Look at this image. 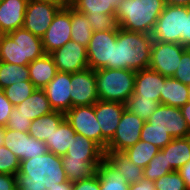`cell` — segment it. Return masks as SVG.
I'll list each match as a JSON object with an SVG mask.
<instances>
[{
  "instance_id": "6da1fadb",
  "label": "cell",
  "mask_w": 190,
  "mask_h": 190,
  "mask_svg": "<svg viewBox=\"0 0 190 190\" xmlns=\"http://www.w3.org/2000/svg\"><path fill=\"white\" fill-rule=\"evenodd\" d=\"M4 146L18 157L36 181H44L50 174L54 163L45 142L31 137L27 132L5 128Z\"/></svg>"
},
{
  "instance_id": "7a4b0ae2",
  "label": "cell",
  "mask_w": 190,
  "mask_h": 190,
  "mask_svg": "<svg viewBox=\"0 0 190 190\" xmlns=\"http://www.w3.org/2000/svg\"><path fill=\"white\" fill-rule=\"evenodd\" d=\"M152 43V34L118 27L116 43L112 44L111 69L139 71L149 68Z\"/></svg>"
},
{
  "instance_id": "3957f363",
  "label": "cell",
  "mask_w": 190,
  "mask_h": 190,
  "mask_svg": "<svg viewBox=\"0 0 190 190\" xmlns=\"http://www.w3.org/2000/svg\"><path fill=\"white\" fill-rule=\"evenodd\" d=\"M166 0H123L115 9L118 27L152 34Z\"/></svg>"
},
{
  "instance_id": "277c9868",
  "label": "cell",
  "mask_w": 190,
  "mask_h": 190,
  "mask_svg": "<svg viewBox=\"0 0 190 190\" xmlns=\"http://www.w3.org/2000/svg\"><path fill=\"white\" fill-rule=\"evenodd\" d=\"M136 71L102 68L95 70L99 100L126 103L134 92Z\"/></svg>"
},
{
  "instance_id": "5b68a950",
  "label": "cell",
  "mask_w": 190,
  "mask_h": 190,
  "mask_svg": "<svg viewBox=\"0 0 190 190\" xmlns=\"http://www.w3.org/2000/svg\"><path fill=\"white\" fill-rule=\"evenodd\" d=\"M102 160H76L63 155L54 162L44 182L54 190H63L70 183L93 176Z\"/></svg>"
},
{
  "instance_id": "8992f818",
  "label": "cell",
  "mask_w": 190,
  "mask_h": 190,
  "mask_svg": "<svg viewBox=\"0 0 190 190\" xmlns=\"http://www.w3.org/2000/svg\"><path fill=\"white\" fill-rule=\"evenodd\" d=\"M185 25V6L166 4L152 32L153 40L182 45Z\"/></svg>"
},
{
  "instance_id": "52a82bcc",
  "label": "cell",
  "mask_w": 190,
  "mask_h": 190,
  "mask_svg": "<svg viewBox=\"0 0 190 190\" xmlns=\"http://www.w3.org/2000/svg\"><path fill=\"white\" fill-rule=\"evenodd\" d=\"M187 48L181 44L153 40L149 68L166 77H173Z\"/></svg>"
},
{
  "instance_id": "ba28073f",
  "label": "cell",
  "mask_w": 190,
  "mask_h": 190,
  "mask_svg": "<svg viewBox=\"0 0 190 190\" xmlns=\"http://www.w3.org/2000/svg\"><path fill=\"white\" fill-rule=\"evenodd\" d=\"M145 121L124 110L113 138L108 142L105 152L122 153L140 140Z\"/></svg>"
},
{
  "instance_id": "9c48e42d",
  "label": "cell",
  "mask_w": 190,
  "mask_h": 190,
  "mask_svg": "<svg viewBox=\"0 0 190 190\" xmlns=\"http://www.w3.org/2000/svg\"><path fill=\"white\" fill-rule=\"evenodd\" d=\"M152 128L164 130L173 138L190 136V130L185 121L181 109L160 104L154 113L147 120Z\"/></svg>"
},
{
  "instance_id": "30bf717a",
  "label": "cell",
  "mask_w": 190,
  "mask_h": 190,
  "mask_svg": "<svg viewBox=\"0 0 190 190\" xmlns=\"http://www.w3.org/2000/svg\"><path fill=\"white\" fill-rule=\"evenodd\" d=\"M65 120L75 133L91 139L102 148V133L96 119L94 105L72 107L65 113Z\"/></svg>"
},
{
  "instance_id": "8fae6325",
  "label": "cell",
  "mask_w": 190,
  "mask_h": 190,
  "mask_svg": "<svg viewBox=\"0 0 190 190\" xmlns=\"http://www.w3.org/2000/svg\"><path fill=\"white\" fill-rule=\"evenodd\" d=\"M116 40L117 30L93 32L87 47L89 68H111L112 44H115Z\"/></svg>"
},
{
  "instance_id": "7c38bea8",
  "label": "cell",
  "mask_w": 190,
  "mask_h": 190,
  "mask_svg": "<svg viewBox=\"0 0 190 190\" xmlns=\"http://www.w3.org/2000/svg\"><path fill=\"white\" fill-rule=\"evenodd\" d=\"M61 8L53 3L28 0L23 28L42 37Z\"/></svg>"
},
{
  "instance_id": "4fadbf2b",
  "label": "cell",
  "mask_w": 190,
  "mask_h": 190,
  "mask_svg": "<svg viewBox=\"0 0 190 190\" xmlns=\"http://www.w3.org/2000/svg\"><path fill=\"white\" fill-rule=\"evenodd\" d=\"M45 54L63 47L71 40V7L61 8L41 37Z\"/></svg>"
},
{
  "instance_id": "5bb4252c",
  "label": "cell",
  "mask_w": 190,
  "mask_h": 190,
  "mask_svg": "<svg viewBox=\"0 0 190 190\" xmlns=\"http://www.w3.org/2000/svg\"><path fill=\"white\" fill-rule=\"evenodd\" d=\"M59 72L75 73L89 68L87 48L70 40L50 53Z\"/></svg>"
},
{
  "instance_id": "9a60e30c",
  "label": "cell",
  "mask_w": 190,
  "mask_h": 190,
  "mask_svg": "<svg viewBox=\"0 0 190 190\" xmlns=\"http://www.w3.org/2000/svg\"><path fill=\"white\" fill-rule=\"evenodd\" d=\"M71 108L94 105L98 100L95 70L87 68L71 73Z\"/></svg>"
},
{
  "instance_id": "2e32d148",
  "label": "cell",
  "mask_w": 190,
  "mask_h": 190,
  "mask_svg": "<svg viewBox=\"0 0 190 190\" xmlns=\"http://www.w3.org/2000/svg\"><path fill=\"white\" fill-rule=\"evenodd\" d=\"M125 109V104L119 102L98 100L94 104L96 119L102 133V149L104 151L108 142L113 138Z\"/></svg>"
},
{
  "instance_id": "e0dca14e",
  "label": "cell",
  "mask_w": 190,
  "mask_h": 190,
  "mask_svg": "<svg viewBox=\"0 0 190 190\" xmlns=\"http://www.w3.org/2000/svg\"><path fill=\"white\" fill-rule=\"evenodd\" d=\"M71 73L57 72L56 76L43 88L54 111L66 113L71 109Z\"/></svg>"
},
{
  "instance_id": "ac0fdd59",
  "label": "cell",
  "mask_w": 190,
  "mask_h": 190,
  "mask_svg": "<svg viewBox=\"0 0 190 190\" xmlns=\"http://www.w3.org/2000/svg\"><path fill=\"white\" fill-rule=\"evenodd\" d=\"M166 78L150 68L136 71L133 94L141 98L154 99L160 103V95Z\"/></svg>"
},
{
  "instance_id": "d6986e66",
  "label": "cell",
  "mask_w": 190,
  "mask_h": 190,
  "mask_svg": "<svg viewBox=\"0 0 190 190\" xmlns=\"http://www.w3.org/2000/svg\"><path fill=\"white\" fill-rule=\"evenodd\" d=\"M28 0H0V30L7 34L23 28Z\"/></svg>"
},
{
  "instance_id": "ffe728a7",
  "label": "cell",
  "mask_w": 190,
  "mask_h": 190,
  "mask_svg": "<svg viewBox=\"0 0 190 190\" xmlns=\"http://www.w3.org/2000/svg\"><path fill=\"white\" fill-rule=\"evenodd\" d=\"M7 35L21 46L22 66H28L32 61L45 54L41 37L28 30L20 28L7 33Z\"/></svg>"
},
{
  "instance_id": "44dd1931",
  "label": "cell",
  "mask_w": 190,
  "mask_h": 190,
  "mask_svg": "<svg viewBox=\"0 0 190 190\" xmlns=\"http://www.w3.org/2000/svg\"><path fill=\"white\" fill-rule=\"evenodd\" d=\"M66 155L76 160H103L105 151L96 142L75 133Z\"/></svg>"
},
{
  "instance_id": "7402d4cb",
  "label": "cell",
  "mask_w": 190,
  "mask_h": 190,
  "mask_svg": "<svg viewBox=\"0 0 190 190\" xmlns=\"http://www.w3.org/2000/svg\"><path fill=\"white\" fill-rule=\"evenodd\" d=\"M75 131L71 125L64 120L57 129H54L50 138H47V145L51 161L54 163L61 156L66 155L69 145L72 143Z\"/></svg>"
},
{
  "instance_id": "603a6c76",
  "label": "cell",
  "mask_w": 190,
  "mask_h": 190,
  "mask_svg": "<svg viewBox=\"0 0 190 190\" xmlns=\"http://www.w3.org/2000/svg\"><path fill=\"white\" fill-rule=\"evenodd\" d=\"M30 81L38 89H43L58 72L54 60L50 54H44L35 59L28 66Z\"/></svg>"
},
{
  "instance_id": "cb8c5ba5",
  "label": "cell",
  "mask_w": 190,
  "mask_h": 190,
  "mask_svg": "<svg viewBox=\"0 0 190 190\" xmlns=\"http://www.w3.org/2000/svg\"><path fill=\"white\" fill-rule=\"evenodd\" d=\"M15 107L20 114L24 115L31 121L54 111L44 90L38 88L30 95V97Z\"/></svg>"
},
{
  "instance_id": "d4e9b609",
  "label": "cell",
  "mask_w": 190,
  "mask_h": 190,
  "mask_svg": "<svg viewBox=\"0 0 190 190\" xmlns=\"http://www.w3.org/2000/svg\"><path fill=\"white\" fill-rule=\"evenodd\" d=\"M189 86L173 77H167L160 95V104L181 108L189 99Z\"/></svg>"
},
{
  "instance_id": "484cf974",
  "label": "cell",
  "mask_w": 190,
  "mask_h": 190,
  "mask_svg": "<svg viewBox=\"0 0 190 190\" xmlns=\"http://www.w3.org/2000/svg\"><path fill=\"white\" fill-rule=\"evenodd\" d=\"M166 154L167 165L172 171H178L190 160V136L173 138L163 149Z\"/></svg>"
},
{
  "instance_id": "4316f807",
  "label": "cell",
  "mask_w": 190,
  "mask_h": 190,
  "mask_svg": "<svg viewBox=\"0 0 190 190\" xmlns=\"http://www.w3.org/2000/svg\"><path fill=\"white\" fill-rule=\"evenodd\" d=\"M64 120L65 113L59 111L50 112L33 120L28 134L37 140L45 142L47 138H50L54 129H57Z\"/></svg>"
},
{
  "instance_id": "83f0119b",
  "label": "cell",
  "mask_w": 190,
  "mask_h": 190,
  "mask_svg": "<svg viewBox=\"0 0 190 190\" xmlns=\"http://www.w3.org/2000/svg\"><path fill=\"white\" fill-rule=\"evenodd\" d=\"M129 184L139 182L144 178V169L135 165L132 161L125 157L123 153L105 152L104 157Z\"/></svg>"
},
{
  "instance_id": "f1b7e54d",
  "label": "cell",
  "mask_w": 190,
  "mask_h": 190,
  "mask_svg": "<svg viewBox=\"0 0 190 190\" xmlns=\"http://www.w3.org/2000/svg\"><path fill=\"white\" fill-rule=\"evenodd\" d=\"M96 173L100 190H129L130 188V184L105 158L100 162Z\"/></svg>"
},
{
  "instance_id": "f546056e",
  "label": "cell",
  "mask_w": 190,
  "mask_h": 190,
  "mask_svg": "<svg viewBox=\"0 0 190 190\" xmlns=\"http://www.w3.org/2000/svg\"><path fill=\"white\" fill-rule=\"evenodd\" d=\"M92 34L87 16L71 7V40L87 48Z\"/></svg>"
},
{
  "instance_id": "4dcf8cb0",
  "label": "cell",
  "mask_w": 190,
  "mask_h": 190,
  "mask_svg": "<svg viewBox=\"0 0 190 190\" xmlns=\"http://www.w3.org/2000/svg\"><path fill=\"white\" fill-rule=\"evenodd\" d=\"M160 150V148H158L150 142L139 140L134 146L126 149L122 153L135 165L140 166L144 169L150 162V160Z\"/></svg>"
},
{
  "instance_id": "1f68e13d",
  "label": "cell",
  "mask_w": 190,
  "mask_h": 190,
  "mask_svg": "<svg viewBox=\"0 0 190 190\" xmlns=\"http://www.w3.org/2000/svg\"><path fill=\"white\" fill-rule=\"evenodd\" d=\"M123 0H77L72 6L85 15H100V13L115 15L116 7Z\"/></svg>"
},
{
  "instance_id": "d6a6232c",
  "label": "cell",
  "mask_w": 190,
  "mask_h": 190,
  "mask_svg": "<svg viewBox=\"0 0 190 190\" xmlns=\"http://www.w3.org/2000/svg\"><path fill=\"white\" fill-rule=\"evenodd\" d=\"M25 80H30V73L27 66L0 61V89Z\"/></svg>"
},
{
  "instance_id": "836d02e7",
  "label": "cell",
  "mask_w": 190,
  "mask_h": 190,
  "mask_svg": "<svg viewBox=\"0 0 190 190\" xmlns=\"http://www.w3.org/2000/svg\"><path fill=\"white\" fill-rule=\"evenodd\" d=\"M0 174L16 175L21 179H34L24 169L18 157L5 146L0 147Z\"/></svg>"
},
{
  "instance_id": "e575fe53",
  "label": "cell",
  "mask_w": 190,
  "mask_h": 190,
  "mask_svg": "<svg viewBox=\"0 0 190 190\" xmlns=\"http://www.w3.org/2000/svg\"><path fill=\"white\" fill-rule=\"evenodd\" d=\"M159 105L160 103L157 100L141 98L137 94H132L125 103L126 110L144 121L149 119Z\"/></svg>"
},
{
  "instance_id": "d590c367",
  "label": "cell",
  "mask_w": 190,
  "mask_h": 190,
  "mask_svg": "<svg viewBox=\"0 0 190 190\" xmlns=\"http://www.w3.org/2000/svg\"><path fill=\"white\" fill-rule=\"evenodd\" d=\"M172 172L170 165H167L166 154L160 150L144 168V179L155 181L163 175Z\"/></svg>"
},
{
  "instance_id": "8d00e7d4",
  "label": "cell",
  "mask_w": 190,
  "mask_h": 190,
  "mask_svg": "<svg viewBox=\"0 0 190 190\" xmlns=\"http://www.w3.org/2000/svg\"><path fill=\"white\" fill-rule=\"evenodd\" d=\"M37 88L30 80L10 85L3 90L6 98L15 107L25 101Z\"/></svg>"
},
{
  "instance_id": "74e56055",
  "label": "cell",
  "mask_w": 190,
  "mask_h": 190,
  "mask_svg": "<svg viewBox=\"0 0 190 190\" xmlns=\"http://www.w3.org/2000/svg\"><path fill=\"white\" fill-rule=\"evenodd\" d=\"M0 61L22 65L21 46L12 41L7 34L2 37L0 43Z\"/></svg>"
},
{
  "instance_id": "f35d334b",
  "label": "cell",
  "mask_w": 190,
  "mask_h": 190,
  "mask_svg": "<svg viewBox=\"0 0 190 190\" xmlns=\"http://www.w3.org/2000/svg\"><path fill=\"white\" fill-rule=\"evenodd\" d=\"M140 140L150 142L158 148L163 149L173 140V137L164 130L152 128V125L145 121L141 130Z\"/></svg>"
},
{
  "instance_id": "ab89813d",
  "label": "cell",
  "mask_w": 190,
  "mask_h": 190,
  "mask_svg": "<svg viewBox=\"0 0 190 190\" xmlns=\"http://www.w3.org/2000/svg\"><path fill=\"white\" fill-rule=\"evenodd\" d=\"M156 190H188L178 171H172L154 181Z\"/></svg>"
},
{
  "instance_id": "60d3db41",
  "label": "cell",
  "mask_w": 190,
  "mask_h": 190,
  "mask_svg": "<svg viewBox=\"0 0 190 190\" xmlns=\"http://www.w3.org/2000/svg\"><path fill=\"white\" fill-rule=\"evenodd\" d=\"M93 32L117 30L118 25L115 15L100 13V15H86Z\"/></svg>"
},
{
  "instance_id": "b9f144b4",
  "label": "cell",
  "mask_w": 190,
  "mask_h": 190,
  "mask_svg": "<svg viewBox=\"0 0 190 190\" xmlns=\"http://www.w3.org/2000/svg\"><path fill=\"white\" fill-rule=\"evenodd\" d=\"M35 179H21L16 175L0 174V190H25Z\"/></svg>"
},
{
  "instance_id": "7bdbcfd3",
  "label": "cell",
  "mask_w": 190,
  "mask_h": 190,
  "mask_svg": "<svg viewBox=\"0 0 190 190\" xmlns=\"http://www.w3.org/2000/svg\"><path fill=\"white\" fill-rule=\"evenodd\" d=\"M31 123V120L20 114L16 107H13L5 128L28 133Z\"/></svg>"
},
{
  "instance_id": "ee69618b",
  "label": "cell",
  "mask_w": 190,
  "mask_h": 190,
  "mask_svg": "<svg viewBox=\"0 0 190 190\" xmlns=\"http://www.w3.org/2000/svg\"><path fill=\"white\" fill-rule=\"evenodd\" d=\"M173 78L190 86V48H187L183 52L181 62L179 63L178 69Z\"/></svg>"
},
{
  "instance_id": "f6af8a7d",
  "label": "cell",
  "mask_w": 190,
  "mask_h": 190,
  "mask_svg": "<svg viewBox=\"0 0 190 190\" xmlns=\"http://www.w3.org/2000/svg\"><path fill=\"white\" fill-rule=\"evenodd\" d=\"M63 190H100L97 173L93 176L70 183Z\"/></svg>"
},
{
  "instance_id": "bcb514c9",
  "label": "cell",
  "mask_w": 190,
  "mask_h": 190,
  "mask_svg": "<svg viewBox=\"0 0 190 190\" xmlns=\"http://www.w3.org/2000/svg\"><path fill=\"white\" fill-rule=\"evenodd\" d=\"M12 103L6 98L2 89H0V127H5L11 111L13 109Z\"/></svg>"
},
{
  "instance_id": "7dc6e473",
  "label": "cell",
  "mask_w": 190,
  "mask_h": 190,
  "mask_svg": "<svg viewBox=\"0 0 190 190\" xmlns=\"http://www.w3.org/2000/svg\"><path fill=\"white\" fill-rule=\"evenodd\" d=\"M182 45L190 48V6H185V25L184 34H182Z\"/></svg>"
},
{
  "instance_id": "c3c4849f",
  "label": "cell",
  "mask_w": 190,
  "mask_h": 190,
  "mask_svg": "<svg viewBox=\"0 0 190 190\" xmlns=\"http://www.w3.org/2000/svg\"><path fill=\"white\" fill-rule=\"evenodd\" d=\"M129 190H156L153 181L141 179L139 182L130 184Z\"/></svg>"
},
{
  "instance_id": "681fc988",
  "label": "cell",
  "mask_w": 190,
  "mask_h": 190,
  "mask_svg": "<svg viewBox=\"0 0 190 190\" xmlns=\"http://www.w3.org/2000/svg\"><path fill=\"white\" fill-rule=\"evenodd\" d=\"M180 176L185 182L188 190H190V160L178 170Z\"/></svg>"
},
{
  "instance_id": "f907efd6",
  "label": "cell",
  "mask_w": 190,
  "mask_h": 190,
  "mask_svg": "<svg viewBox=\"0 0 190 190\" xmlns=\"http://www.w3.org/2000/svg\"><path fill=\"white\" fill-rule=\"evenodd\" d=\"M25 190H54L48 186L44 181H36L33 184L28 185Z\"/></svg>"
},
{
  "instance_id": "816d5d0a",
  "label": "cell",
  "mask_w": 190,
  "mask_h": 190,
  "mask_svg": "<svg viewBox=\"0 0 190 190\" xmlns=\"http://www.w3.org/2000/svg\"><path fill=\"white\" fill-rule=\"evenodd\" d=\"M180 109L190 130V101L183 105Z\"/></svg>"
},
{
  "instance_id": "f5cc1de1",
  "label": "cell",
  "mask_w": 190,
  "mask_h": 190,
  "mask_svg": "<svg viewBox=\"0 0 190 190\" xmlns=\"http://www.w3.org/2000/svg\"><path fill=\"white\" fill-rule=\"evenodd\" d=\"M166 4L173 6H190V0H166Z\"/></svg>"
},
{
  "instance_id": "db71d44e",
  "label": "cell",
  "mask_w": 190,
  "mask_h": 190,
  "mask_svg": "<svg viewBox=\"0 0 190 190\" xmlns=\"http://www.w3.org/2000/svg\"><path fill=\"white\" fill-rule=\"evenodd\" d=\"M40 1H45V2H50L53 3L60 8H68L71 7L65 0H40Z\"/></svg>"
},
{
  "instance_id": "11a10c76",
  "label": "cell",
  "mask_w": 190,
  "mask_h": 190,
  "mask_svg": "<svg viewBox=\"0 0 190 190\" xmlns=\"http://www.w3.org/2000/svg\"><path fill=\"white\" fill-rule=\"evenodd\" d=\"M5 127H0V147L4 146Z\"/></svg>"
},
{
  "instance_id": "9f6ffc18",
  "label": "cell",
  "mask_w": 190,
  "mask_h": 190,
  "mask_svg": "<svg viewBox=\"0 0 190 190\" xmlns=\"http://www.w3.org/2000/svg\"><path fill=\"white\" fill-rule=\"evenodd\" d=\"M65 1L72 7L77 0H65Z\"/></svg>"
},
{
  "instance_id": "6f0895ef",
  "label": "cell",
  "mask_w": 190,
  "mask_h": 190,
  "mask_svg": "<svg viewBox=\"0 0 190 190\" xmlns=\"http://www.w3.org/2000/svg\"><path fill=\"white\" fill-rule=\"evenodd\" d=\"M4 35H5V34L0 30V43H1L2 37H3Z\"/></svg>"
}]
</instances>
